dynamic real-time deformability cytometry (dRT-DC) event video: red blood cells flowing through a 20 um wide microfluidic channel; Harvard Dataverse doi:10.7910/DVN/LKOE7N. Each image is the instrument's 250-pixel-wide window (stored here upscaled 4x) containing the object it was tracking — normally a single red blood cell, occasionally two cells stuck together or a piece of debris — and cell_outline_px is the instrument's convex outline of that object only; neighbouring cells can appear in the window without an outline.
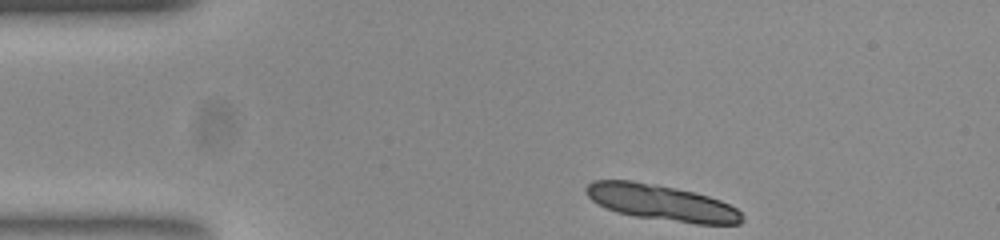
{"species": "common noctule bat (a hibernating species)", "species_latin": "Nyctalus noctula", "temperature_condition": "room temperature", "stored_images_in_passage": 46, "camera_frame_rate_fps": 3000, "um_per_image_px": 0.085, "animal": {"sex": "female", "body_mass_g": 23.0, "forearm_length_mm": 53.4}, "frame": {"image": 1, "passage_image": 1, "time_ms": 0.0, "image_size_px": [1000, 240], "cell_outline_px": [[744, 220], [740, 224], [696, 224], [636, 216], [616, 212], [592, 200], [584, 192], [584, 188], [592, 180], [632, 180], [656, 184], [696, 192], [720, 200], [736, 208], [744, 216]], "centroid_in_image_um": [56.24, 17.22], "position_along_channel_um": 28.8, "area_um2": 32.6}}
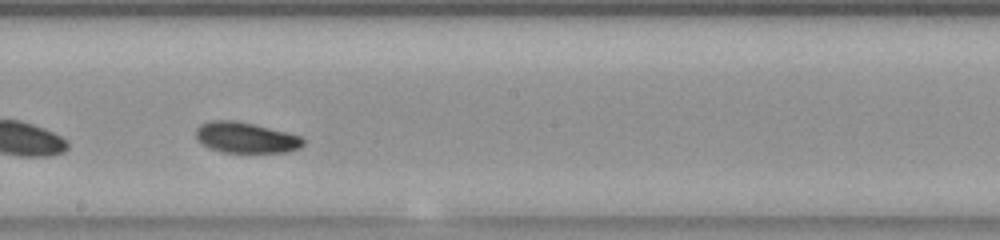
{"frame": {"image": 2, "passage_image": 22, "time_ms": 7.0, "image_size_px": [1000, 240], "cell_outline_px": [[304, 144], [300, 148], [288, 152], [220, 152], [208, 148], [196, 136], [196, 128], [200, 124], [208, 120], [236, 120], [300, 136], [304, 140]], "centroid_in_image_um": [20.87, 11.7], "position_along_channel_um": 227.3, "area_um2": 19.07}}
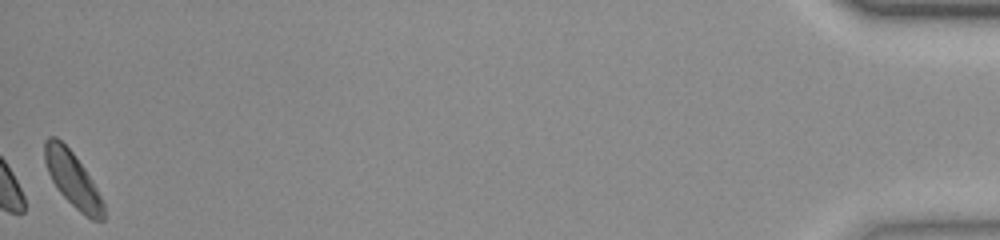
{"frame": {"image": 3, "passage_image": 46, "time_ms": 15.0, "image_size_px": [1000, 240], "cell_outline_px": [[104, 220], [92, 220], [80, 212], [60, 192], [52, 180], [48, 172], [44, 160], [44, 140], [48, 136], [56, 136], [72, 152], [84, 168], [96, 188], [104, 204]], "centroid_in_image_um": [6.15, 15.22], "position_along_channel_um": 429.0, "area_um2": 18.5}, "authors_computed_cell_mechanics": {"area_um2": 19.3341, "velocity_mm_per_s": 3.764, "shape_relaxation_time_tau1_ms": 1.8064, "shape_relaxation_time_tau2_ms": 5.5064, "deformation_change_tau1": 0.0955, "deformation_change_tau2": 0.1091}}